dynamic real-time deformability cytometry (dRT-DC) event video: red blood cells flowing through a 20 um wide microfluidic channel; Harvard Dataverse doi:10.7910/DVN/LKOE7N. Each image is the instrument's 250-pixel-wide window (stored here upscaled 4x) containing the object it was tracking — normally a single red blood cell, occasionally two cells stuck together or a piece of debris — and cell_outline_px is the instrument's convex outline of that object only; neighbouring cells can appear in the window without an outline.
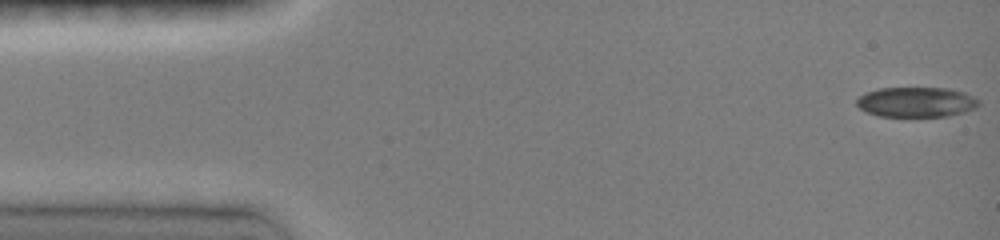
{"species": "common noctule bat (a hibernating species)", "species_latin": "Nyctalus noctula", "temperature_condition": "room temperature", "stored_images_in_passage": 14, "camera_frame_rate_fps": 3000, "um_per_image_px": 0.085, "animal": {"sex": "female", "body_mass_g": 19.0, "forearm_length_mm": 51.5}, "frame": {"image": 1, "passage_image": 1, "time_ms": 0.0, "image_size_px": [1000, 240], "cell_outline_px": [[980, 104], [976, 108], [964, 112], [948, 116], [876, 116], [860, 108], [856, 104], [856, 100], [864, 92], [880, 88], [948, 88], [964, 92], [980, 100]], "centroid_in_image_um": [77.89, 8.67], "position_along_channel_um": 7.1, "area_um2": 21.44}}
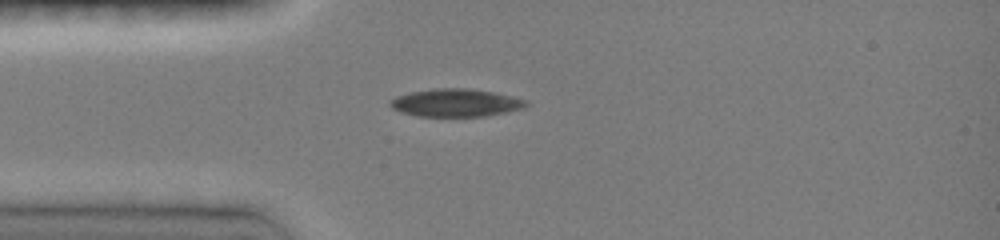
{"frame": {"image": 2, "passage_image": 6, "time_ms": 3.667, "image_size_px": [1000, 240], "cell_outline_px": [[528, 104], [524, 108], [484, 116], [416, 116], [400, 112], [392, 108], [388, 104], [388, 100], [396, 96], [412, 92], [436, 88], [472, 88], [512, 96], [528, 100]], "centroid_in_image_um": [38.71, 8.73], "position_along_channel_um": 46.3, "area_um2": 22.08}}
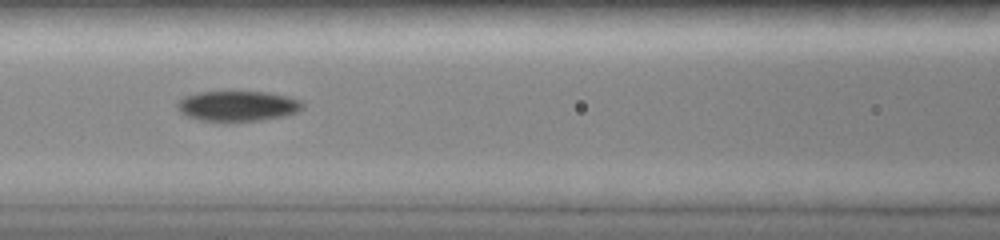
{"frame": {"image": 3, "passage_image": 10, "time_ms": 6.333, "image_size_px": [1000, 240], "cell_outline_px": [[304, 108], [300, 112], [284, 116], [260, 120], [200, 120], [188, 116], [180, 112], [176, 108], [176, 104], [184, 96], [196, 92], [268, 92], [288, 96], [304, 100]], "centroid_in_image_um": [20.26, 8.99], "position_along_channel_um": 146.3, "area_um2": 22.14}}